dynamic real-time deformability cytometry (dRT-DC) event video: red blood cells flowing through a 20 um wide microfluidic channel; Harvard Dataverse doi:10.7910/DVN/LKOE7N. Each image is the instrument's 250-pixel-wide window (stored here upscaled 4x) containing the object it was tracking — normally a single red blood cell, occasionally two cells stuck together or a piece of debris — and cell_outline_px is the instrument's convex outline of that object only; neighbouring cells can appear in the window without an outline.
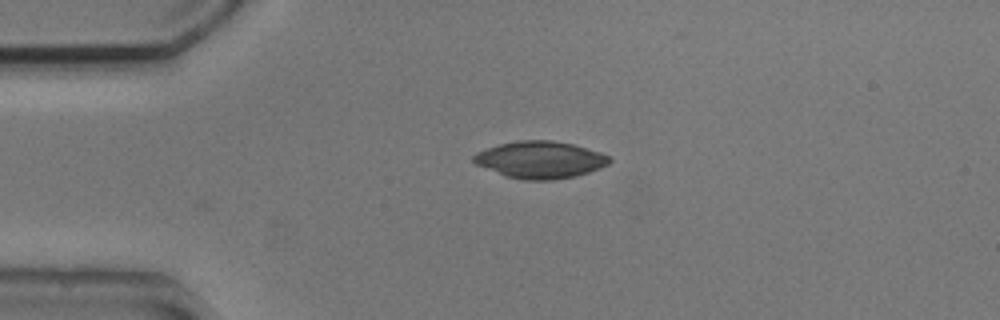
{"species": "common noctule bat (a hibernating species)", "species_latin": "Nyctalus noctula", "temperature_condition": "cold", "stored_images_in_passage": 3, "camera_frame_rate_fps": 3000, "um_per_image_px": 0.085, "animal": {"sex": "male", "body_mass_g": 20.5, "forearm_length_mm": 52.5}, "frame": {"image": 1, "passage_image": 3, "time_ms": 0.667, "image_size_px": [1000, 320], "cell_outline_px": [[612, 160], [608, 164], [600, 168], [576, 176], [552, 180], [524, 180], [504, 176], [476, 164], [472, 160], [472, 156], [476, 152], [500, 144], [520, 140], [552, 140], [572, 144], [600, 152], [608, 156]], "centroid_in_image_um": [45.9, 13.58], "position_along_channel_um": 39.1, "area_um2": 29.25}}